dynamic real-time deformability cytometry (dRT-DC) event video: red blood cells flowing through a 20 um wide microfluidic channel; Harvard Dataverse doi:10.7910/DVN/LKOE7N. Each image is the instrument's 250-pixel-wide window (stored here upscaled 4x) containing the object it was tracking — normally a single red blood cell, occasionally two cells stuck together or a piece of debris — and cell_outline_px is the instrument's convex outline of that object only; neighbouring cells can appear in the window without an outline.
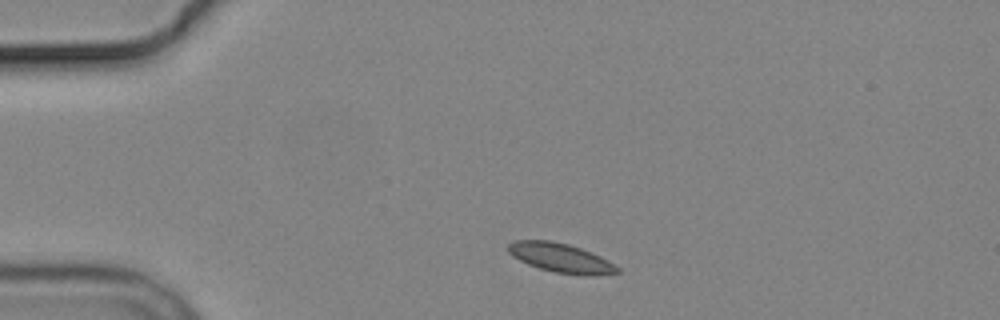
{"species": "common noctule bat (a hibernating species)", "species_latin": "Nyctalus noctula", "temperature_condition": "cold", "stored_images_in_passage": 2, "camera_frame_rate_fps": 3000, "um_per_image_px": 0.085, "animal": {"sex": "male", "body_mass_g": 19.2, "forearm_length_mm": 51.8}, "frame": {"image": 1, "passage_image": 1, "time_ms": 0.0, "image_size_px": [1000, 320], "cell_outline_px": [[620, 272], [596, 276], [556, 272], [540, 268], [528, 264], [512, 256], [508, 252], [508, 244], [512, 240], [552, 240], [568, 244], [580, 248], [600, 256], [608, 260], [620, 268]], "centroid_in_image_um": [47.66, 21.91], "position_along_channel_um": 37.3, "area_um2": 18.5}}